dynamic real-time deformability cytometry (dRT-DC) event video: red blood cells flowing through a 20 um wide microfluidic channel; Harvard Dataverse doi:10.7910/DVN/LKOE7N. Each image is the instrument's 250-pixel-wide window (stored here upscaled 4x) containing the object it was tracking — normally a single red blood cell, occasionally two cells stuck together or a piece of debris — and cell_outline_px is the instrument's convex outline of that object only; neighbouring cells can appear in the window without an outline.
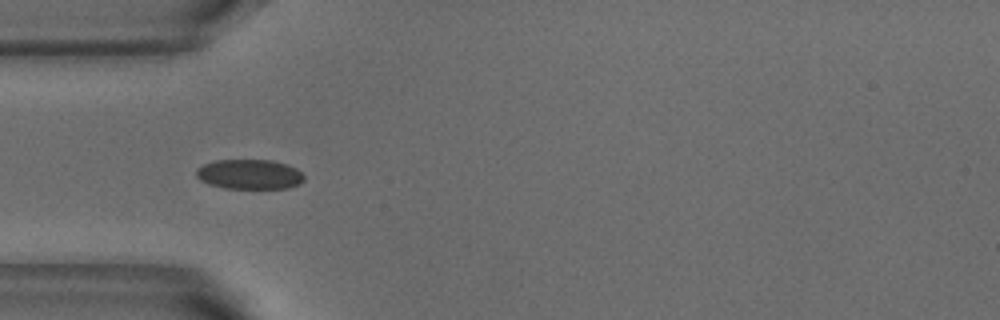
{"species": "common noctule bat (a hibernating species)", "species_latin": "Nyctalus noctula", "temperature_condition": "warm", "stored_images_in_passage": 38, "camera_frame_rate_fps": 3000, "um_per_image_px": 0.085, "animal": {"sex": "male", "body_mass_g": 18.8}, "frame": {"image": 1, "passage_image": 1, "time_ms": 0.0, "image_size_px": [1000, 320], "cell_outline_px": [[304, 180], [300, 184], [288, 188], [224, 188], [208, 184], [200, 180], [196, 176], [196, 168], [204, 164], [216, 160], [272, 160], [288, 164], [296, 168], [304, 176]], "centroid_in_image_um": [21.21, 14.81], "position_along_channel_um": 63.8, "area_um2": 18.84}}
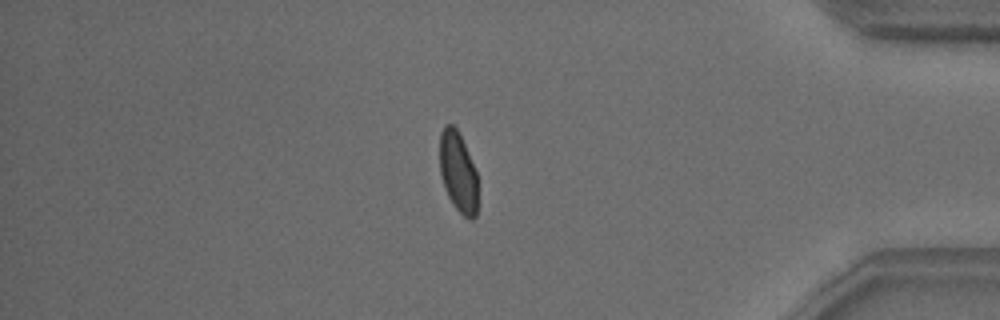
{"frame": {"image": 2, "passage_image": 30, "time_ms": 9.667, "image_size_px": [1000, 320], "cell_outline_px": [[476, 216], [472, 220], [468, 220], [452, 204], [444, 188], [440, 172], [440, 132], [444, 124], [452, 124], [460, 132], [476, 172]], "centroid_in_image_um": [38.91, 14.59], "position_along_channel_um": 396.3, "area_um2": 17.86}}
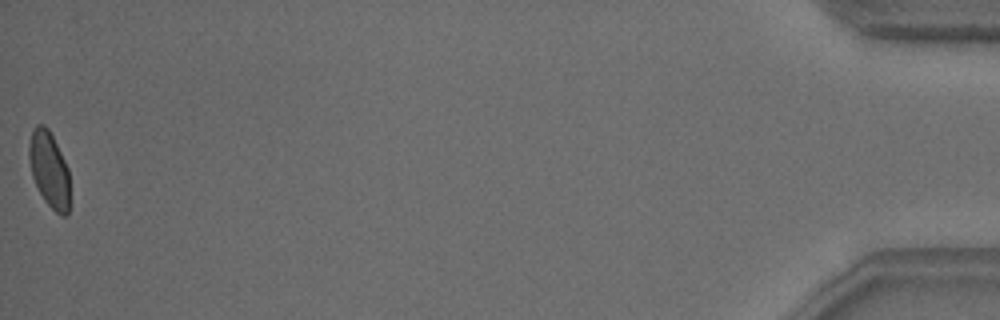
{"frame": {"image": 3, "passage_image": 38, "time_ms": 12.333, "image_size_px": [1000, 320], "cell_outline_px": [[68, 216], [60, 216], [44, 200], [32, 176], [28, 156], [28, 148], [32, 128], [36, 124], [44, 124], [48, 128], [68, 168]], "centroid_in_image_um": [4.15, 14.38], "position_along_channel_um": 431.0, "area_um2": 17.8}, "authors_computed_cell_mechanics": {"area_um2": 18.5249, "velocity_mm_per_s": 3.79, "shape_relaxation_time_tau1_ms": 5.8418, "shape_relaxation_time_tau2_ms": null, "deformation_change_tau1": 0.1271, "deformation_change_tau2": null}}